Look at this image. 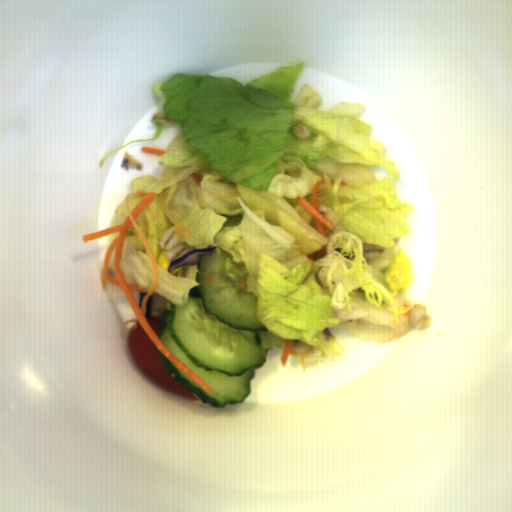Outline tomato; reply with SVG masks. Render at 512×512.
I'll use <instances>...</instances> for the list:
<instances>
[{"mask_svg":"<svg viewBox=\"0 0 512 512\" xmlns=\"http://www.w3.org/2000/svg\"><path fill=\"white\" fill-rule=\"evenodd\" d=\"M134 330L128 331L126 342L131 358L141 373L151 382L171 394L200 400L195 393L186 389L171 377L162 361V353L147 334L140 321Z\"/></svg>","mask_w":512,"mask_h":512,"instance_id":"obj_1","label":"tomato"},{"mask_svg":"<svg viewBox=\"0 0 512 512\" xmlns=\"http://www.w3.org/2000/svg\"><path fill=\"white\" fill-rule=\"evenodd\" d=\"M144 317H145L148 325L150 326V328L153 330V332L158 337L159 334H160V331H161V327H162L161 316H159V315H148V316H144Z\"/></svg>","mask_w":512,"mask_h":512,"instance_id":"obj_2","label":"tomato"}]
</instances>
